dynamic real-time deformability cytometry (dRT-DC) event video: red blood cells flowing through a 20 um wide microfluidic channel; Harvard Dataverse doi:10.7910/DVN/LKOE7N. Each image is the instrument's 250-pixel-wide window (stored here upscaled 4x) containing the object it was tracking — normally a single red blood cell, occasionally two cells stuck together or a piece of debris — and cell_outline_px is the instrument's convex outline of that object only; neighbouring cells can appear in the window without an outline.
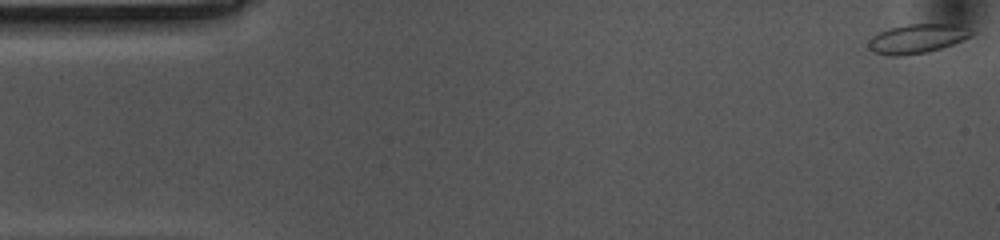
{"species": "common noctule bat (a hibernating species)", "species_latin": "Nyctalus noctula", "temperature_condition": "cold", "stored_images_in_passage": 55, "camera_frame_rate_fps": 3000, "um_per_image_px": 0.085, "animal": {"sex": "female", "body_mass_g": 10.0, "forearm_length_mm": 53.1}, "frame": {"image": 1, "passage_image": 1, "time_ms": 0.0, "image_size_px": [1000, 240], "cell_outline_px": [[976, 32], [972, 36], [952, 44], [928, 52], [900, 56], [888, 56], [872, 52], [868, 48], [868, 44], [872, 36], [888, 28], [908, 24], [960, 24]], "centroid_in_image_um": [77.96, 3.28], "position_along_channel_um": 7.0, "area_um2": 17.69}}
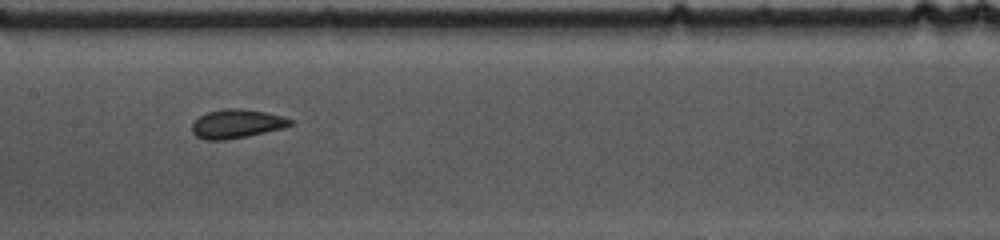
{"frame": {"image": 2, "passage_image": 26, "time_ms": 8.333, "image_size_px": [1000, 240], "cell_outline_px": [[292, 124], [284, 128], [248, 136], [224, 140], [204, 140], [196, 136], [192, 132], [192, 124], [200, 116], [208, 112], [224, 108], [240, 108], [264, 112], [280, 116], [292, 120]], "centroid_in_image_um": [20.09, 10.53], "position_along_channel_um": 187.3, "area_um2": 16.42}}
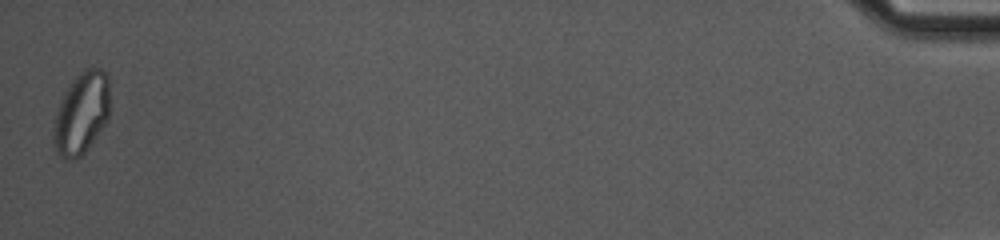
{"frame": {"image": 3, "passage_image": 55, "time_ms": 18.0, "image_size_px": [1000, 240], "cell_outline_px": [[108, 120], [88, 148], [80, 156], [68, 160], [64, 160], [60, 156], [52, 140], [52, 132], [56, 112], [60, 100], [64, 92], [72, 80], [84, 68], [100, 68], [108, 72]], "centroid_in_image_um": [6.91, 9.61], "position_along_channel_um": 428.3, "area_um2": 26.93}, "authors_computed_cell_mechanics": {"area_um2": 16.8776, "velocity_mm_per_s": 3.5353, "shape_relaxation_time_tau1_ms": null, "shape_relaxation_time_tau2_ms": 1.2154, "deformation_change_tau1": null, "deformation_change_tau2": 0.0563}}